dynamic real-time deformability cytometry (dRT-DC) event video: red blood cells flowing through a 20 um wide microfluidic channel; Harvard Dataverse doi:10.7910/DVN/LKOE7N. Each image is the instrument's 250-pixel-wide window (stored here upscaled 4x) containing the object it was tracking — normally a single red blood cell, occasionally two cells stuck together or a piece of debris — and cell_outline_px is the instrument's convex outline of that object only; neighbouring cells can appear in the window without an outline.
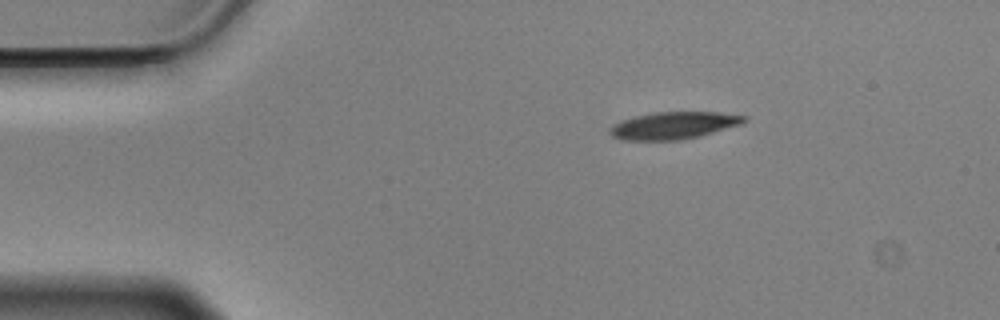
{"species": "Egyptian fruit bat (a non-hibernating species)", "species_latin": "Rousettus aegyptiacus", "temperature_condition": "cold", "stored_images_in_passage": 48, "camera_frame_rate_fps": 3000, "um_per_image_px": 0.085, "animal": {"sex": "male"}, "frame": {"image": 1, "passage_image": 1, "time_ms": 0.0, "image_size_px": [1000, 320], "cell_outline_px": [[748, 120], [744, 124], [700, 136], [680, 140], [620, 140], [612, 136], [608, 132], [608, 128], [612, 124], [636, 116], [656, 112], [720, 112], [748, 116]], "centroid_in_image_um": [57.3, 10.67], "position_along_channel_um": 27.7, "area_um2": 21.56}}
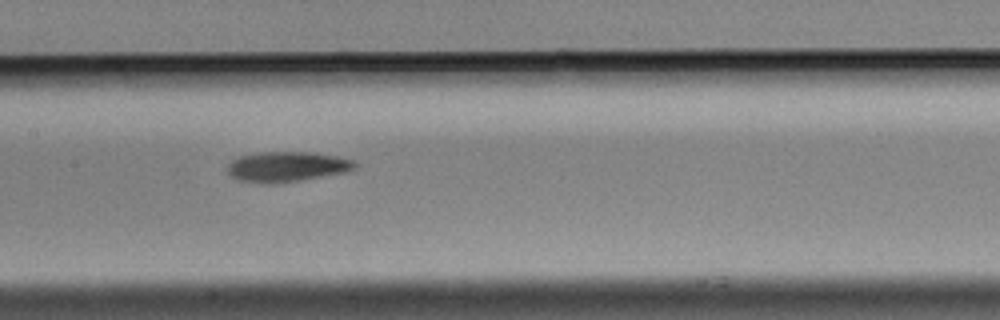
{"frame": {"image": 2, "passage_image": 19, "time_ms": 6.0, "image_size_px": [1000, 320], "cell_outline_px": [[356, 168], [348, 172], [276, 184], [260, 184], [236, 180], [228, 172], [228, 164], [232, 160], [240, 156], [260, 152], [308, 152], [336, 156], [356, 160]], "centroid_in_image_um": [24.39, 14.18], "position_along_channel_um": 183.0, "area_um2": 22.66}}
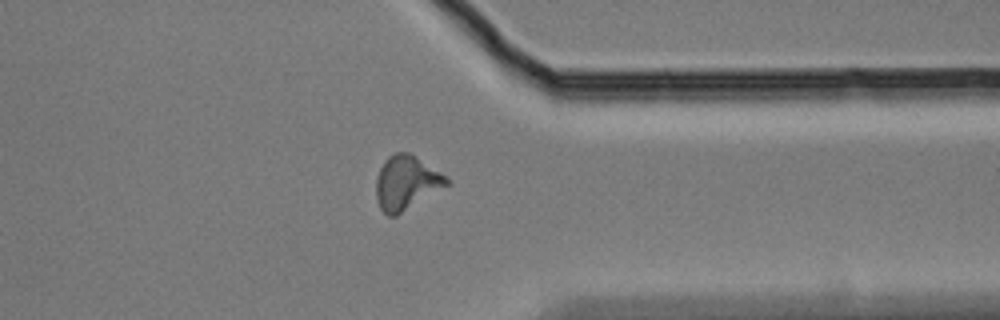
{"frame": {"image": 3, "passage_image": 36, "time_ms": 11.667, "image_size_px": [1000, 320], "cell_outline_px": [[448, 184], [396, 216], [388, 216], [380, 208], [376, 200], [376, 180], [380, 168], [384, 160], [388, 156], [396, 152], [408, 152], [440, 172], [448, 180]], "centroid_in_image_um": [34.48, 15.53], "position_along_channel_um": 376.9, "area_um2": 21.73}, "authors_computed_cell_mechanics": {"area_um2": 21.5305, "velocity_mm_per_s": 3.5122, "shape_relaxation_time_tau1_ms": 3.6191, "shape_relaxation_time_tau2_ms": 10.2447, "deformation_change_tau1": 0.1456, "deformation_change_tau2": 0.228}}